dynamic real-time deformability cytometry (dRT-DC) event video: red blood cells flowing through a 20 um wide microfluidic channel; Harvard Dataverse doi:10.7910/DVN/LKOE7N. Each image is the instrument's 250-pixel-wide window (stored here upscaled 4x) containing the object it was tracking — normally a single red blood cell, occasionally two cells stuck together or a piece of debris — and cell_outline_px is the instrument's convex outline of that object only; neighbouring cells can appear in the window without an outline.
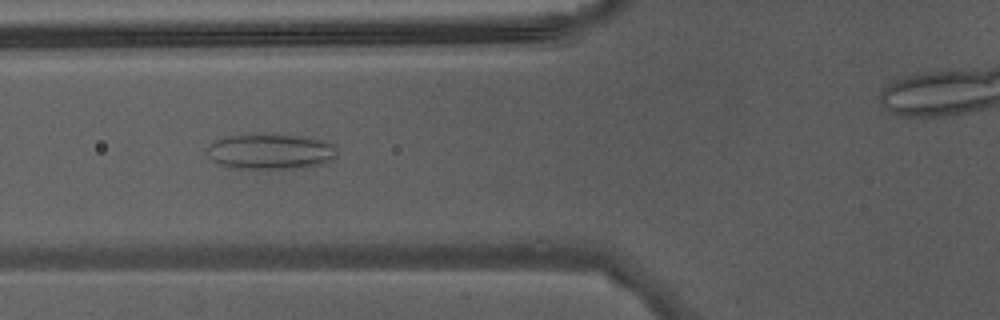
{"species": "Egyptian fruit bat (a non-hibernating species)", "species_latin": "Rousettus aegyptiacus", "temperature_condition": "warm", "stored_images_in_passage": 44, "camera_frame_rate_fps": 3000, "um_per_image_px": 0.085, "animal": {"sex": "male"}, "frame": {"image": 1, "passage_image": 19, "time_ms": 6.0, "image_size_px": [1000, 320], "cell_outline_px": [[336, 160], [324, 164], [300, 168], [228, 168], [212, 160], [204, 152], [208, 144], [224, 136], [276, 132], [308, 136], [324, 140], [332, 144], [336, 152]], "centroid_in_image_um": [22.99, 12.84], "position_along_channel_um": 102.8, "area_um2": 27.98}}
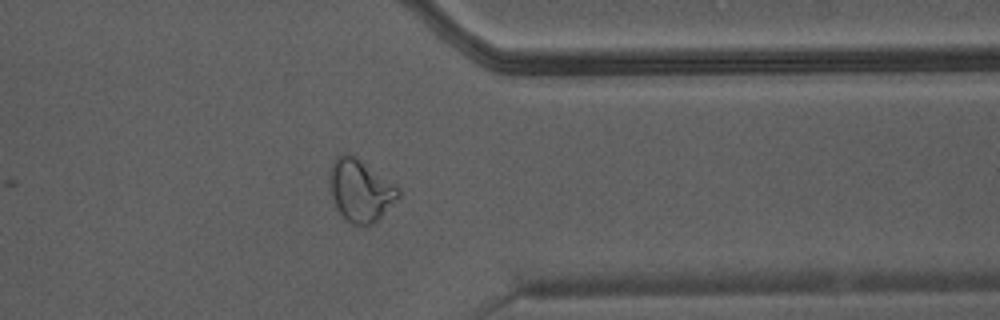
{"frame": {"image": 2, "passage_image": 38, "time_ms": 12.333, "image_size_px": [1000, 320], "cell_outline_px": [[400, 196], [372, 224], [352, 224], [344, 220], [340, 216], [336, 208], [332, 196], [328, 176], [332, 164], [336, 156], [348, 152], [352, 152], [400, 188]], "centroid_in_image_um": [30.6, 16.14], "position_along_channel_um": 380.8, "area_um2": 25.09}}